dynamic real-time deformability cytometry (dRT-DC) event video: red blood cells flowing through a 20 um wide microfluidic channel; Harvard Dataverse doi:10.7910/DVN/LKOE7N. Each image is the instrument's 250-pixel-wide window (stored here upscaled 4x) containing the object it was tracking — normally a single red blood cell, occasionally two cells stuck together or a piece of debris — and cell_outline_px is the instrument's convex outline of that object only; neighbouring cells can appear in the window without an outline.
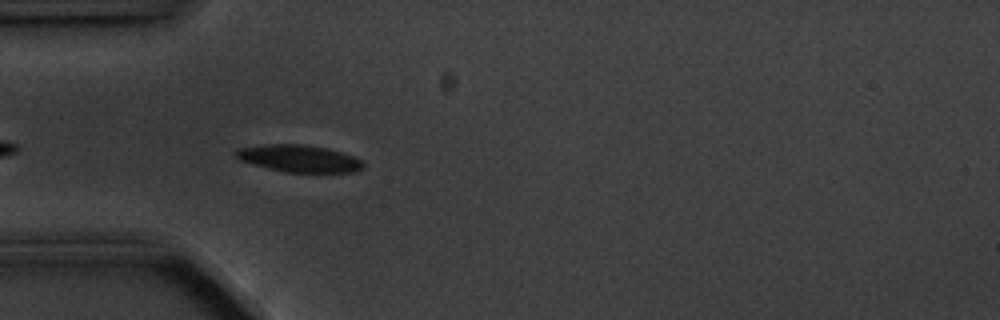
{"species": "common noctule bat (a hibernating species)", "species_latin": "Nyctalus noctula", "temperature_condition": "cold", "stored_images_in_passage": 6, "camera_frame_rate_fps": 3000, "um_per_image_px": 0.085, "animal": {"sex": "male", "body_mass_g": 20.1, "forearm_length_mm": 53.5}, "frame": {"image": 1, "passage_image": 4, "time_ms": 3.333, "image_size_px": [1000, 320], "cell_outline_px": [[364, 168], [356, 172], [288, 172], [268, 168], [240, 160], [232, 152], [236, 148], [268, 144], [304, 144], [324, 148], [340, 152], [364, 160]], "centroid_in_image_um": [25.42, 13.47], "position_along_channel_um": 59.6, "area_um2": 20.06}}